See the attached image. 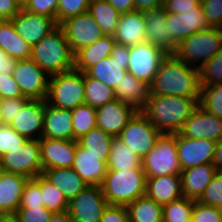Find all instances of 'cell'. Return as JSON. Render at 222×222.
<instances>
[{
  "label": "cell",
  "mask_w": 222,
  "mask_h": 222,
  "mask_svg": "<svg viewBox=\"0 0 222 222\" xmlns=\"http://www.w3.org/2000/svg\"><path fill=\"white\" fill-rule=\"evenodd\" d=\"M198 201L214 207L222 206V171H217Z\"/></svg>",
  "instance_id": "obj_45"
},
{
  "label": "cell",
  "mask_w": 222,
  "mask_h": 222,
  "mask_svg": "<svg viewBox=\"0 0 222 222\" xmlns=\"http://www.w3.org/2000/svg\"><path fill=\"white\" fill-rule=\"evenodd\" d=\"M201 8L209 27H217L222 18V0H201Z\"/></svg>",
  "instance_id": "obj_51"
},
{
  "label": "cell",
  "mask_w": 222,
  "mask_h": 222,
  "mask_svg": "<svg viewBox=\"0 0 222 222\" xmlns=\"http://www.w3.org/2000/svg\"><path fill=\"white\" fill-rule=\"evenodd\" d=\"M141 163V159L130 147L124 144L119 138H113L107 161V170L123 171L125 169L142 168Z\"/></svg>",
  "instance_id": "obj_33"
},
{
  "label": "cell",
  "mask_w": 222,
  "mask_h": 222,
  "mask_svg": "<svg viewBox=\"0 0 222 222\" xmlns=\"http://www.w3.org/2000/svg\"><path fill=\"white\" fill-rule=\"evenodd\" d=\"M96 1H102V0H88L89 3L96 2Z\"/></svg>",
  "instance_id": "obj_67"
},
{
  "label": "cell",
  "mask_w": 222,
  "mask_h": 222,
  "mask_svg": "<svg viewBox=\"0 0 222 222\" xmlns=\"http://www.w3.org/2000/svg\"><path fill=\"white\" fill-rule=\"evenodd\" d=\"M1 98H26L22 95L19 85L12 74L0 73V99Z\"/></svg>",
  "instance_id": "obj_52"
},
{
  "label": "cell",
  "mask_w": 222,
  "mask_h": 222,
  "mask_svg": "<svg viewBox=\"0 0 222 222\" xmlns=\"http://www.w3.org/2000/svg\"><path fill=\"white\" fill-rule=\"evenodd\" d=\"M127 72L125 63H119L109 56L95 63L85 73L115 90Z\"/></svg>",
  "instance_id": "obj_32"
},
{
  "label": "cell",
  "mask_w": 222,
  "mask_h": 222,
  "mask_svg": "<svg viewBox=\"0 0 222 222\" xmlns=\"http://www.w3.org/2000/svg\"><path fill=\"white\" fill-rule=\"evenodd\" d=\"M161 205L183 197L180 175H164L159 177H146V194Z\"/></svg>",
  "instance_id": "obj_26"
},
{
  "label": "cell",
  "mask_w": 222,
  "mask_h": 222,
  "mask_svg": "<svg viewBox=\"0 0 222 222\" xmlns=\"http://www.w3.org/2000/svg\"><path fill=\"white\" fill-rule=\"evenodd\" d=\"M58 0H28L23 9L28 12L45 15L56 21Z\"/></svg>",
  "instance_id": "obj_49"
},
{
  "label": "cell",
  "mask_w": 222,
  "mask_h": 222,
  "mask_svg": "<svg viewBox=\"0 0 222 222\" xmlns=\"http://www.w3.org/2000/svg\"><path fill=\"white\" fill-rule=\"evenodd\" d=\"M4 170L33 179L43 173L39 140H26L20 147L2 155Z\"/></svg>",
  "instance_id": "obj_9"
},
{
  "label": "cell",
  "mask_w": 222,
  "mask_h": 222,
  "mask_svg": "<svg viewBox=\"0 0 222 222\" xmlns=\"http://www.w3.org/2000/svg\"><path fill=\"white\" fill-rule=\"evenodd\" d=\"M219 210H220V213H221V216H222V206L219 207Z\"/></svg>",
  "instance_id": "obj_68"
},
{
  "label": "cell",
  "mask_w": 222,
  "mask_h": 222,
  "mask_svg": "<svg viewBox=\"0 0 222 222\" xmlns=\"http://www.w3.org/2000/svg\"><path fill=\"white\" fill-rule=\"evenodd\" d=\"M19 207H44L40 188V175L33 179H28L25 183Z\"/></svg>",
  "instance_id": "obj_44"
},
{
  "label": "cell",
  "mask_w": 222,
  "mask_h": 222,
  "mask_svg": "<svg viewBox=\"0 0 222 222\" xmlns=\"http://www.w3.org/2000/svg\"><path fill=\"white\" fill-rule=\"evenodd\" d=\"M161 134L141 111H137L117 138L142 160L154 148Z\"/></svg>",
  "instance_id": "obj_8"
},
{
  "label": "cell",
  "mask_w": 222,
  "mask_h": 222,
  "mask_svg": "<svg viewBox=\"0 0 222 222\" xmlns=\"http://www.w3.org/2000/svg\"><path fill=\"white\" fill-rule=\"evenodd\" d=\"M0 47L15 60L31 57L32 47L17 34L11 20H0Z\"/></svg>",
  "instance_id": "obj_31"
},
{
  "label": "cell",
  "mask_w": 222,
  "mask_h": 222,
  "mask_svg": "<svg viewBox=\"0 0 222 222\" xmlns=\"http://www.w3.org/2000/svg\"><path fill=\"white\" fill-rule=\"evenodd\" d=\"M30 58L49 76L74 68V53L59 25L32 46Z\"/></svg>",
  "instance_id": "obj_3"
},
{
  "label": "cell",
  "mask_w": 222,
  "mask_h": 222,
  "mask_svg": "<svg viewBox=\"0 0 222 222\" xmlns=\"http://www.w3.org/2000/svg\"><path fill=\"white\" fill-rule=\"evenodd\" d=\"M40 188L43 195L44 207L52 213L67 211L68 201L63 193L54 187L42 174L40 175Z\"/></svg>",
  "instance_id": "obj_40"
},
{
  "label": "cell",
  "mask_w": 222,
  "mask_h": 222,
  "mask_svg": "<svg viewBox=\"0 0 222 222\" xmlns=\"http://www.w3.org/2000/svg\"><path fill=\"white\" fill-rule=\"evenodd\" d=\"M100 222H130L127 207L108 204L103 211Z\"/></svg>",
  "instance_id": "obj_53"
},
{
  "label": "cell",
  "mask_w": 222,
  "mask_h": 222,
  "mask_svg": "<svg viewBox=\"0 0 222 222\" xmlns=\"http://www.w3.org/2000/svg\"><path fill=\"white\" fill-rule=\"evenodd\" d=\"M59 26L63 29L73 53L104 36L101 27L88 11L63 21Z\"/></svg>",
  "instance_id": "obj_13"
},
{
  "label": "cell",
  "mask_w": 222,
  "mask_h": 222,
  "mask_svg": "<svg viewBox=\"0 0 222 222\" xmlns=\"http://www.w3.org/2000/svg\"><path fill=\"white\" fill-rule=\"evenodd\" d=\"M88 0H58L56 23L60 25L63 21L87 12Z\"/></svg>",
  "instance_id": "obj_43"
},
{
  "label": "cell",
  "mask_w": 222,
  "mask_h": 222,
  "mask_svg": "<svg viewBox=\"0 0 222 222\" xmlns=\"http://www.w3.org/2000/svg\"><path fill=\"white\" fill-rule=\"evenodd\" d=\"M166 55L160 48L148 42L130 46L127 71L135 78L151 85Z\"/></svg>",
  "instance_id": "obj_11"
},
{
  "label": "cell",
  "mask_w": 222,
  "mask_h": 222,
  "mask_svg": "<svg viewBox=\"0 0 222 222\" xmlns=\"http://www.w3.org/2000/svg\"><path fill=\"white\" fill-rule=\"evenodd\" d=\"M200 86L222 84V50L199 68Z\"/></svg>",
  "instance_id": "obj_42"
},
{
  "label": "cell",
  "mask_w": 222,
  "mask_h": 222,
  "mask_svg": "<svg viewBox=\"0 0 222 222\" xmlns=\"http://www.w3.org/2000/svg\"><path fill=\"white\" fill-rule=\"evenodd\" d=\"M201 0H163L166 13L181 14V11L195 10Z\"/></svg>",
  "instance_id": "obj_54"
},
{
  "label": "cell",
  "mask_w": 222,
  "mask_h": 222,
  "mask_svg": "<svg viewBox=\"0 0 222 222\" xmlns=\"http://www.w3.org/2000/svg\"><path fill=\"white\" fill-rule=\"evenodd\" d=\"M110 57L119 63H125V69L127 70L130 57V46L116 43Z\"/></svg>",
  "instance_id": "obj_56"
},
{
  "label": "cell",
  "mask_w": 222,
  "mask_h": 222,
  "mask_svg": "<svg viewBox=\"0 0 222 222\" xmlns=\"http://www.w3.org/2000/svg\"><path fill=\"white\" fill-rule=\"evenodd\" d=\"M113 136L105 133L102 129L95 127L87 134H84L77 143L85 148L88 153L93 155H102V161H108Z\"/></svg>",
  "instance_id": "obj_36"
},
{
  "label": "cell",
  "mask_w": 222,
  "mask_h": 222,
  "mask_svg": "<svg viewBox=\"0 0 222 222\" xmlns=\"http://www.w3.org/2000/svg\"><path fill=\"white\" fill-rule=\"evenodd\" d=\"M46 102L72 110L85 103L84 72L76 69L50 76Z\"/></svg>",
  "instance_id": "obj_5"
},
{
  "label": "cell",
  "mask_w": 222,
  "mask_h": 222,
  "mask_svg": "<svg viewBox=\"0 0 222 222\" xmlns=\"http://www.w3.org/2000/svg\"><path fill=\"white\" fill-rule=\"evenodd\" d=\"M43 171L51 168L72 167L77 140L41 138L39 140Z\"/></svg>",
  "instance_id": "obj_19"
},
{
  "label": "cell",
  "mask_w": 222,
  "mask_h": 222,
  "mask_svg": "<svg viewBox=\"0 0 222 222\" xmlns=\"http://www.w3.org/2000/svg\"><path fill=\"white\" fill-rule=\"evenodd\" d=\"M191 222H222L219 207L195 201Z\"/></svg>",
  "instance_id": "obj_48"
},
{
  "label": "cell",
  "mask_w": 222,
  "mask_h": 222,
  "mask_svg": "<svg viewBox=\"0 0 222 222\" xmlns=\"http://www.w3.org/2000/svg\"><path fill=\"white\" fill-rule=\"evenodd\" d=\"M29 98H1L0 115L4 125H10L18 111H21Z\"/></svg>",
  "instance_id": "obj_47"
},
{
  "label": "cell",
  "mask_w": 222,
  "mask_h": 222,
  "mask_svg": "<svg viewBox=\"0 0 222 222\" xmlns=\"http://www.w3.org/2000/svg\"><path fill=\"white\" fill-rule=\"evenodd\" d=\"M222 50V34L216 27H209L182 40L175 55L186 64L200 68Z\"/></svg>",
  "instance_id": "obj_6"
},
{
  "label": "cell",
  "mask_w": 222,
  "mask_h": 222,
  "mask_svg": "<svg viewBox=\"0 0 222 222\" xmlns=\"http://www.w3.org/2000/svg\"><path fill=\"white\" fill-rule=\"evenodd\" d=\"M48 222H72L70 214L67 211L52 213Z\"/></svg>",
  "instance_id": "obj_61"
},
{
  "label": "cell",
  "mask_w": 222,
  "mask_h": 222,
  "mask_svg": "<svg viewBox=\"0 0 222 222\" xmlns=\"http://www.w3.org/2000/svg\"><path fill=\"white\" fill-rule=\"evenodd\" d=\"M16 214L20 222H48L52 212L45 207H19Z\"/></svg>",
  "instance_id": "obj_50"
},
{
  "label": "cell",
  "mask_w": 222,
  "mask_h": 222,
  "mask_svg": "<svg viewBox=\"0 0 222 222\" xmlns=\"http://www.w3.org/2000/svg\"><path fill=\"white\" fill-rule=\"evenodd\" d=\"M42 138L73 140L71 110L57 108L46 102Z\"/></svg>",
  "instance_id": "obj_25"
},
{
  "label": "cell",
  "mask_w": 222,
  "mask_h": 222,
  "mask_svg": "<svg viewBox=\"0 0 222 222\" xmlns=\"http://www.w3.org/2000/svg\"><path fill=\"white\" fill-rule=\"evenodd\" d=\"M212 164L218 171H222V140L216 144Z\"/></svg>",
  "instance_id": "obj_60"
},
{
  "label": "cell",
  "mask_w": 222,
  "mask_h": 222,
  "mask_svg": "<svg viewBox=\"0 0 222 222\" xmlns=\"http://www.w3.org/2000/svg\"><path fill=\"white\" fill-rule=\"evenodd\" d=\"M141 161L146 177L180 175L182 169L178 160L176 133H162L154 148Z\"/></svg>",
  "instance_id": "obj_7"
},
{
  "label": "cell",
  "mask_w": 222,
  "mask_h": 222,
  "mask_svg": "<svg viewBox=\"0 0 222 222\" xmlns=\"http://www.w3.org/2000/svg\"><path fill=\"white\" fill-rule=\"evenodd\" d=\"M135 11L144 12L163 6V0H134Z\"/></svg>",
  "instance_id": "obj_59"
},
{
  "label": "cell",
  "mask_w": 222,
  "mask_h": 222,
  "mask_svg": "<svg viewBox=\"0 0 222 222\" xmlns=\"http://www.w3.org/2000/svg\"><path fill=\"white\" fill-rule=\"evenodd\" d=\"M217 171L212 163L182 170L180 176L183 196L198 201Z\"/></svg>",
  "instance_id": "obj_24"
},
{
  "label": "cell",
  "mask_w": 222,
  "mask_h": 222,
  "mask_svg": "<svg viewBox=\"0 0 222 222\" xmlns=\"http://www.w3.org/2000/svg\"><path fill=\"white\" fill-rule=\"evenodd\" d=\"M178 134L192 139L222 140V119L198 106Z\"/></svg>",
  "instance_id": "obj_16"
},
{
  "label": "cell",
  "mask_w": 222,
  "mask_h": 222,
  "mask_svg": "<svg viewBox=\"0 0 222 222\" xmlns=\"http://www.w3.org/2000/svg\"><path fill=\"white\" fill-rule=\"evenodd\" d=\"M110 205L127 206L146 194V175L142 168L107 170L101 185Z\"/></svg>",
  "instance_id": "obj_4"
},
{
  "label": "cell",
  "mask_w": 222,
  "mask_h": 222,
  "mask_svg": "<svg viewBox=\"0 0 222 222\" xmlns=\"http://www.w3.org/2000/svg\"><path fill=\"white\" fill-rule=\"evenodd\" d=\"M108 202L101 186H87L68 202L72 222H100Z\"/></svg>",
  "instance_id": "obj_12"
},
{
  "label": "cell",
  "mask_w": 222,
  "mask_h": 222,
  "mask_svg": "<svg viewBox=\"0 0 222 222\" xmlns=\"http://www.w3.org/2000/svg\"><path fill=\"white\" fill-rule=\"evenodd\" d=\"M130 222H163V205L146 195L127 206Z\"/></svg>",
  "instance_id": "obj_34"
},
{
  "label": "cell",
  "mask_w": 222,
  "mask_h": 222,
  "mask_svg": "<svg viewBox=\"0 0 222 222\" xmlns=\"http://www.w3.org/2000/svg\"><path fill=\"white\" fill-rule=\"evenodd\" d=\"M199 99L150 94L141 112L161 133L175 134L199 106Z\"/></svg>",
  "instance_id": "obj_2"
},
{
  "label": "cell",
  "mask_w": 222,
  "mask_h": 222,
  "mask_svg": "<svg viewBox=\"0 0 222 222\" xmlns=\"http://www.w3.org/2000/svg\"><path fill=\"white\" fill-rule=\"evenodd\" d=\"M27 139L17 133L11 126L0 127V157L20 147Z\"/></svg>",
  "instance_id": "obj_46"
},
{
  "label": "cell",
  "mask_w": 222,
  "mask_h": 222,
  "mask_svg": "<svg viewBox=\"0 0 222 222\" xmlns=\"http://www.w3.org/2000/svg\"><path fill=\"white\" fill-rule=\"evenodd\" d=\"M46 100L29 99L9 125L28 140L42 138Z\"/></svg>",
  "instance_id": "obj_15"
},
{
  "label": "cell",
  "mask_w": 222,
  "mask_h": 222,
  "mask_svg": "<svg viewBox=\"0 0 222 222\" xmlns=\"http://www.w3.org/2000/svg\"><path fill=\"white\" fill-rule=\"evenodd\" d=\"M115 44L116 41L112 35H104L95 43L80 48L74 53V69L85 73L95 63L109 57Z\"/></svg>",
  "instance_id": "obj_29"
},
{
  "label": "cell",
  "mask_w": 222,
  "mask_h": 222,
  "mask_svg": "<svg viewBox=\"0 0 222 222\" xmlns=\"http://www.w3.org/2000/svg\"><path fill=\"white\" fill-rule=\"evenodd\" d=\"M166 23L169 36L177 45L190 35L209 28L201 5L195 10L181 11V14L167 13Z\"/></svg>",
  "instance_id": "obj_20"
},
{
  "label": "cell",
  "mask_w": 222,
  "mask_h": 222,
  "mask_svg": "<svg viewBox=\"0 0 222 222\" xmlns=\"http://www.w3.org/2000/svg\"><path fill=\"white\" fill-rule=\"evenodd\" d=\"M42 175L63 193L68 202L87 187L82 177L72 167L46 169Z\"/></svg>",
  "instance_id": "obj_30"
},
{
  "label": "cell",
  "mask_w": 222,
  "mask_h": 222,
  "mask_svg": "<svg viewBox=\"0 0 222 222\" xmlns=\"http://www.w3.org/2000/svg\"><path fill=\"white\" fill-rule=\"evenodd\" d=\"M16 60L7 56L5 51L0 47V73L10 75L13 73V68Z\"/></svg>",
  "instance_id": "obj_57"
},
{
  "label": "cell",
  "mask_w": 222,
  "mask_h": 222,
  "mask_svg": "<svg viewBox=\"0 0 222 222\" xmlns=\"http://www.w3.org/2000/svg\"><path fill=\"white\" fill-rule=\"evenodd\" d=\"M146 19V42L160 48L166 54H174L177 44L170 38L163 7L143 12Z\"/></svg>",
  "instance_id": "obj_21"
},
{
  "label": "cell",
  "mask_w": 222,
  "mask_h": 222,
  "mask_svg": "<svg viewBox=\"0 0 222 222\" xmlns=\"http://www.w3.org/2000/svg\"><path fill=\"white\" fill-rule=\"evenodd\" d=\"M199 106L222 119V84L200 86Z\"/></svg>",
  "instance_id": "obj_41"
},
{
  "label": "cell",
  "mask_w": 222,
  "mask_h": 222,
  "mask_svg": "<svg viewBox=\"0 0 222 222\" xmlns=\"http://www.w3.org/2000/svg\"><path fill=\"white\" fill-rule=\"evenodd\" d=\"M3 125H4V123H3L2 119H1V115H0V127Z\"/></svg>",
  "instance_id": "obj_66"
},
{
  "label": "cell",
  "mask_w": 222,
  "mask_h": 222,
  "mask_svg": "<svg viewBox=\"0 0 222 222\" xmlns=\"http://www.w3.org/2000/svg\"><path fill=\"white\" fill-rule=\"evenodd\" d=\"M120 14L135 11L134 0H107Z\"/></svg>",
  "instance_id": "obj_58"
},
{
  "label": "cell",
  "mask_w": 222,
  "mask_h": 222,
  "mask_svg": "<svg viewBox=\"0 0 222 222\" xmlns=\"http://www.w3.org/2000/svg\"><path fill=\"white\" fill-rule=\"evenodd\" d=\"M27 180L23 175L6 171L0 176V214L16 213Z\"/></svg>",
  "instance_id": "obj_28"
},
{
  "label": "cell",
  "mask_w": 222,
  "mask_h": 222,
  "mask_svg": "<svg viewBox=\"0 0 222 222\" xmlns=\"http://www.w3.org/2000/svg\"><path fill=\"white\" fill-rule=\"evenodd\" d=\"M72 168L82 177L87 186H101L107 172V161H102V155L88 153L77 143Z\"/></svg>",
  "instance_id": "obj_22"
},
{
  "label": "cell",
  "mask_w": 222,
  "mask_h": 222,
  "mask_svg": "<svg viewBox=\"0 0 222 222\" xmlns=\"http://www.w3.org/2000/svg\"><path fill=\"white\" fill-rule=\"evenodd\" d=\"M150 87L155 95L200 98L199 69L167 54Z\"/></svg>",
  "instance_id": "obj_1"
},
{
  "label": "cell",
  "mask_w": 222,
  "mask_h": 222,
  "mask_svg": "<svg viewBox=\"0 0 222 222\" xmlns=\"http://www.w3.org/2000/svg\"><path fill=\"white\" fill-rule=\"evenodd\" d=\"M84 84L85 104L98 108L116 99L114 90L110 86H107L96 78L89 77L86 73H84Z\"/></svg>",
  "instance_id": "obj_37"
},
{
  "label": "cell",
  "mask_w": 222,
  "mask_h": 222,
  "mask_svg": "<svg viewBox=\"0 0 222 222\" xmlns=\"http://www.w3.org/2000/svg\"><path fill=\"white\" fill-rule=\"evenodd\" d=\"M21 9L15 0H0V20H11Z\"/></svg>",
  "instance_id": "obj_55"
},
{
  "label": "cell",
  "mask_w": 222,
  "mask_h": 222,
  "mask_svg": "<svg viewBox=\"0 0 222 222\" xmlns=\"http://www.w3.org/2000/svg\"><path fill=\"white\" fill-rule=\"evenodd\" d=\"M0 222H20L16 213L0 214Z\"/></svg>",
  "instance_id": "obj_62"
},
{
  "label": "cell",
  "mask_w": 222,
  "mask_h": 222,
  "mask_svg": "<svg viewBox=\"0 0 222 222\" xmlns=\"http://www.w3.org/2000/svg\"><path fill=\"white\" fill-rule=\"evenodd\" d=\"M220 32H221V34H222V18H221V20H220V22H219V24H218V26L216 27Z\"/></svg>",
  "instance_id": "obj_65"
},
{
  "label": "cell",
  "mask_w": 222,
  "mask_h": 222,
  "mask_svg": "<svg viewBox=\"0 0 222 222\" xmlns=\"http://www.w3.org/2000/svg\"><path fill=\"white\" fill-rule=\"evenodd\" d=\"M137 110L117 98L96 108L97 127L117 137Z\"/></svg>",
  "instance_id": "obj_18"
},
{
  "label": "cell",
  "mask_w": 222,
  "mask_h": 222,
  "mask_svg": "<svg viewBox=\"0 0 222 222\" xmlns=\"http://www.w3.org/2000/svg\"><path fill=\"white\" fill-rule=\"evenodd\" d=\"M88 12L101 27L104 35L115 34L121 14L107 0L90 3Z\"/></svg>",
  "instance_id": "obj_35"
},
{
  "label": "cell",
  "mask_w": 222,
  "mask_h": 222,
  "mask_svg": "<svg viewBox=\"0 0 222 222\" xmlns=\"http://www.w3.org/2000/svg\"><path fill=\"white\" fill-rule=\"evenodd\" d=\"M17 34L31 47L53 31L58 24L48 16L21 9L11 19Z\"/></svg>",
  "instance_id": "obj_14"
},
{
  "label": "cell",
  "mask_w": 222,
  "mask_h": 222,
  "mask_svg": "<svg viewBox=\"0 0 222 222\" xmlns=\"http://www.w3.org/2000/svg\"><path fill=\"white\" fill-rule=\"evenodd\" d=\"M195 201L183 196L163 205V222H191Z\"/></svg>",
  "instance_id": "obj_39"
},
{
  "label": "cell",
  "mask_w": 222,
  "mask_h": 222,
  "mask_svg": "<svg viewBox=\"0 0 222 222\" xmlns=\"http://www.w3.org/2000/svg\"><path fill=\"white\" fill-rule=\"evenodd\" d=\"M113 37L116 43L126 46L146 42V19L144 13L132 11L121 14Z\"/></svg>",
  "instance_id": "obj_23"
},
{
  "label": "cell",
  "mask_w": 222,
  "mask_h": 222,
  "mask_svg": "<svg viewBox=\"0 0 222 222\" xmlns=\"http://www.w3.org/2000/svg\"><path fill=\"white\" fill-rule=\"evenodd\" d=\"M178 160L182 170L212 163L217 142L209 139H192L176 133Z\"/></svg>",
  "instance_id": "obj_17"
},
{
  "label": "cell",
  "mask_w": 222,
  "mask_h": 222,
  "mask_svg": "<svg viewBox=\"0 0 222 222\" xmlns=\"http://www.w3.org/2000/svg\"><path fill=\"white\" fill-rule=\"evenodd\" d=\"M18 5L23 8L25 6V4L27 3L28 0H15Z\"/></svg>",
  "instance_id": "obj_63"
},
{
  "label": "cell",
  "mask_w": 222,
  "mask_h": 222,
  "mask_svg": "<svg viewBox=\"0 0 222 222\" xmlns=\"http://www.w3.org/2000/svg\"><path fill=\"white\" fill-rule=\"evenodd\" d=\"M71 113L73 140L79 139L91 129L97 127L96 108L84 103L72 109Z\"/></svg>",
  "instance_id": "obj_38"
},
{
  "label": "cell",
  "mask_w": 222,
  "mask_h": 222,
  "mask_svg": "<svg viewBox=\"0 0 222 222\" xmlns=\"http://www.w3.org/2000/svg\"><path fill=\"white\" fill-rule=\"evenodd\" d=\"M5 172L4 170V167H3V163L1 161V158H0V176Z\"/></svg>",
  "instance_id": "obj_64"
},
{
  "label": "cell",
  "mask_w": 222,
  "mask_h": 222,
  "mask_svg": "<svg viewBox=\"0 0 222 222\" xmlns=\"http://www.w3.org/2000/svg\"><path fill=\"white\" fill-rule=\"evenodd\" d=\"M114 93L119 101L133 106L137 111H141L150 98L151 87L147 82H143L127 72L118 83Z\"/></svg>",
  "instance_id": "obj_27"
},
{
  "label": "cell",
  "mask_w": 222,
  "mask_h": 222,
  "mask_svg": "<svg viewBox=\"0 0 222 222\" xmlns=\"http://www.w3.org/2000/svg\"><path fill=\"white\" fill-rule=\"evenodd\" d=\"M12 75L24 97L46 100L50 76L31 58L16 60Z\"/></svg>",
  "instance_id": "obj_10"
}]
</instances>
